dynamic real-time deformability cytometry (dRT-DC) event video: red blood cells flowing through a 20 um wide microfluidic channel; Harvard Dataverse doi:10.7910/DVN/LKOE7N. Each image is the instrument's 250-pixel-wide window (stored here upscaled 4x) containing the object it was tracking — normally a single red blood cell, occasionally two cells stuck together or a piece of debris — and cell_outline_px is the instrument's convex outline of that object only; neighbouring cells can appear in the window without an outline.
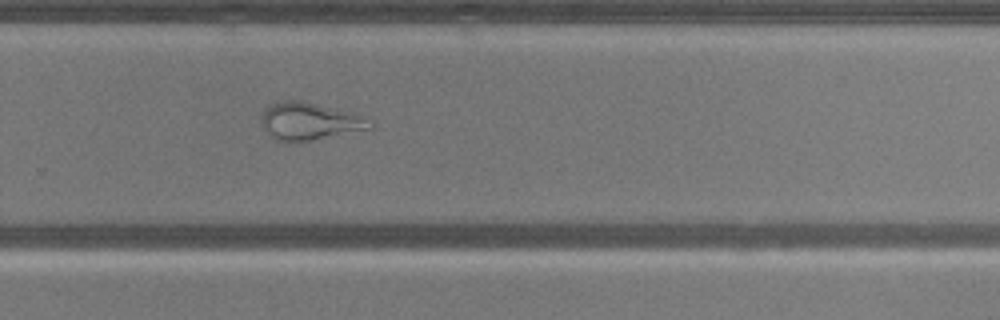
{"species": "common noctule bat (a hibernating species)", "species_latin": "Nyctalus noctula", "temperature_condition": "warm", "stored_images_in_passage": 40, "camera_frame_rate_fps": 3000, "um_per_image_px": 0.085, "animal": {"sex": "male", "body_mass_g": 20.5, "forearm_length_mm": 52.5}, "frame": {"image": 1, "passage_image": 23, "time_ms": 7.333, "image_size_px": [1000, 320], "cell_outline_px": [[376, 120], [372, 128], [308, 140], [276, 140], [268, 132], [260, 120], [264, 112], [276, 100], [300, 100], [360, 112], [372, 116]], "centroid_in_image_um": [26.48, 10.25], "position_along_channel_um": 303.3, "area_um2": 23.93}, "authors_computed_cell_mechanics": {"area_um2": 28.1775, "velocity_mm_per_s": 3.9626, "shape_relaxation_time_tau1_ms": null, "shape_relaxation_time_tau2_ms": 0.8953, "deformation_change_tau1": null, "deformation_change_tau2": 0.0909}}